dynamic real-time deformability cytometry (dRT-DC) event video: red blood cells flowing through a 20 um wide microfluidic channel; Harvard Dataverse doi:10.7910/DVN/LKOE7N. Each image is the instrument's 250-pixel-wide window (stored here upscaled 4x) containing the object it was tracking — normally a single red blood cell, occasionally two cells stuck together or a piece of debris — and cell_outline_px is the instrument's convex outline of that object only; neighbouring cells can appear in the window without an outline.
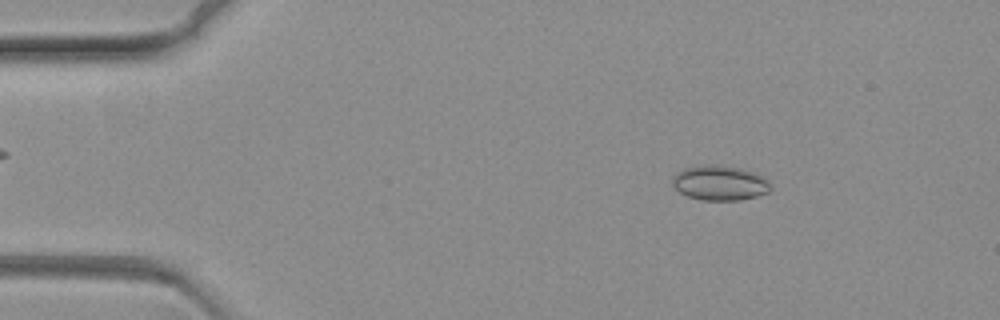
{"species": "common noctule bat (a hibernating species)", "species_latin": "Nyctalus noctula", "temperature_condition": "warm", "stored_images_in_passage": 69, "camera_frame_rate_fps": 3000, "um_per_image_px": 0.085, "animal": {"sex": "female", "body_mass_g": 19.3, "forearm_length_mm": 54.1}, "frame": {"image": 1, "passage_image": 8, "time_ms": 2.333, "image_size_px": [1000, 320], "cell_outline_px": [[772, 188], [768, 192], [756, 196], [740, 200], [700, 200], [688, 196], [680, 192], [672, 184], [672, 176], [676, 172], [684, 168], [704, 164], [720, 164], [740, 168], [756, 172], [768, 180]], "centroid_in_image_um": [61.18, 15.53], "position_along_channel_um": 23.8, "area_um2": 20.23}}
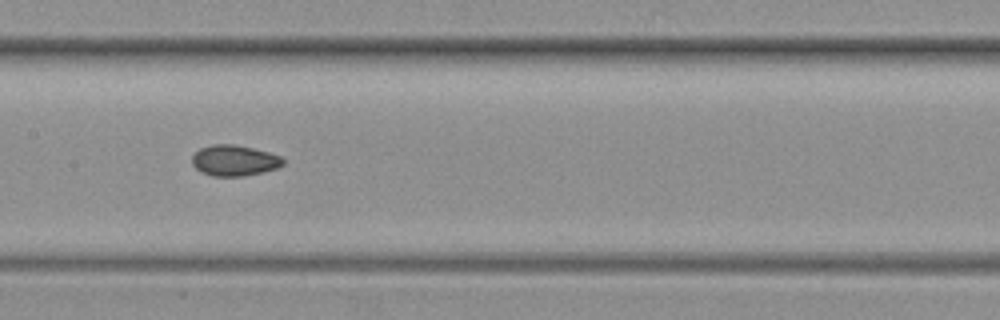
{"frame": {"image": 2, "passage_image": 33, "time_ms": 10.667, "image_size_px": [1000, 320], "cell_outline_px": [[284, 164], [276, 168], [264, 172], [244, 176], [212, 176], [200, 172], [192, 164], [192, 156], [200, 148], [212, 144], [236, 144], [268, 152], [280, 156], [284, 160]], "centroid_in_image_um": [19.9, 13.64], "position_along_channel_um": 187.5, "area_um2": 16.42}}
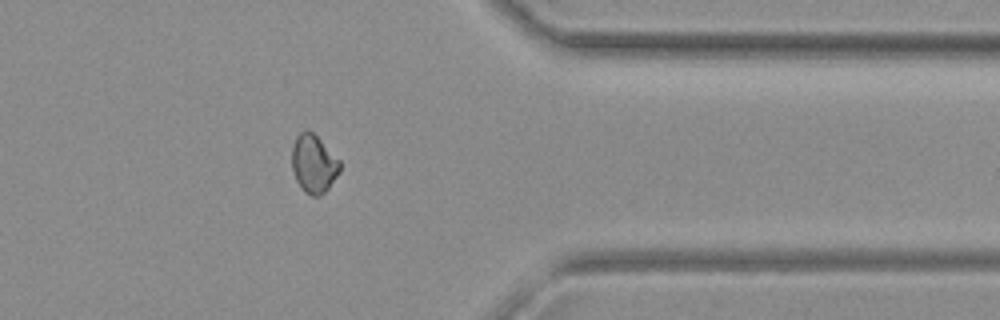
{"frame": {"image": 3, "passage_image": 55, "time_ms": 18.0, "image_size_px": [1000, 320], "cell_outline_px": [[340, 172], [328, 188], [320, 196], [312, 196], [304, 192], [300, 188], [296, 180], [292, 168], [292, 148], [296, 136], [300, 132], [312, 132], [340, 160]], "centroid_in_image_um": [26.66, 13.96], "position_along_channel_um": 384.7, "area_um2": 16.13}}